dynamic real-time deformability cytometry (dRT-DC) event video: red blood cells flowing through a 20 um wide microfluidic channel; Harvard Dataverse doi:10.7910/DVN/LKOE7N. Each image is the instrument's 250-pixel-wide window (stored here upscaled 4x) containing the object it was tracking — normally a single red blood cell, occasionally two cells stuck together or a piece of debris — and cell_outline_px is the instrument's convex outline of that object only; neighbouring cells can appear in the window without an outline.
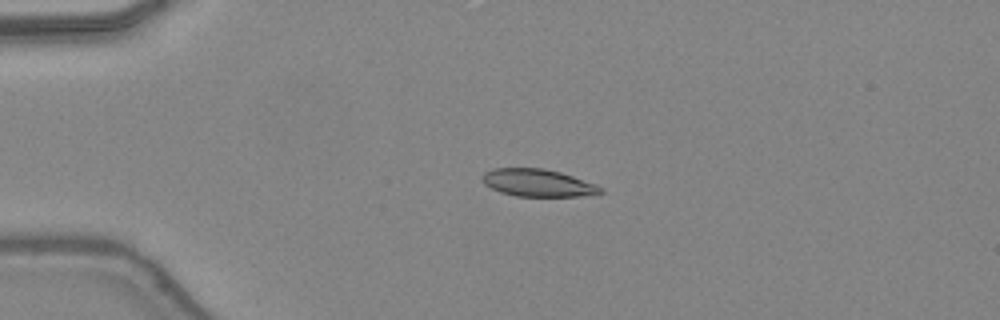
{"species": "common noctule bat (a hibernating species)", "species_latin": "Nyctalus noctula", "temperature_condition": "warm", "stored_images_in_passage": 48, "camera_frame_rate_fps": 3000, "um_per_image_px": 0.085, "animal": {"sex": "female", "body_mass_g": 24.6, "forearm_length_mm": 56.2}, "frame": {"image": 1, "passage_image": 12, "time_ms": 3.667, "image_size_px": [1000, 320], "cell_outline_px": [[604, 192], [600, 196], [516, 196], [500, 192], [484, 184], [480, 176], [484, 172], [492, 168], [544, 168], [560, 172], [596, 184], [604, 188]], "centroid_in_image_um": [45.76, 15.55], "position_along_channel_um": 39.2, "area_um2": 19.25}}
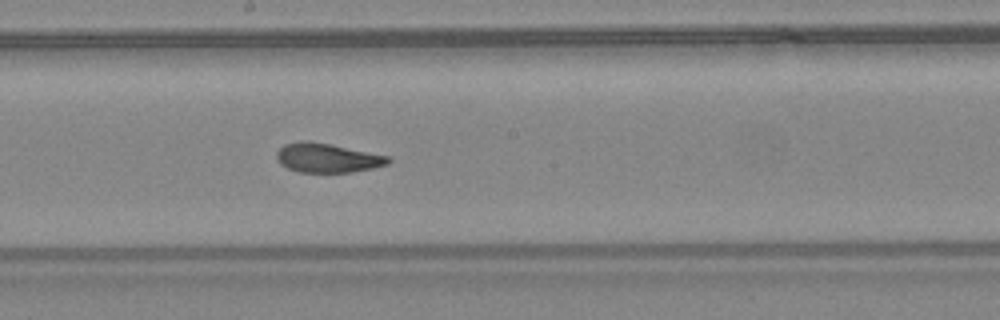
{"frame": {"image": 2, "passage_image": 27, "time_ms": 8.667, "image_size_px": [1000, 320], "cell_outline_px": [[392, 160], [388, 164], [372, 168], [352, 172], [296, 172], [280, 164], [276, 160], [276, 152], [284, 144], [300, 140], [308, 140], [388, 156]], "centroid_in_image_um": [27.77, 13.42], "position_along_channel_um": 220.4, "area_um2": 18.96}}
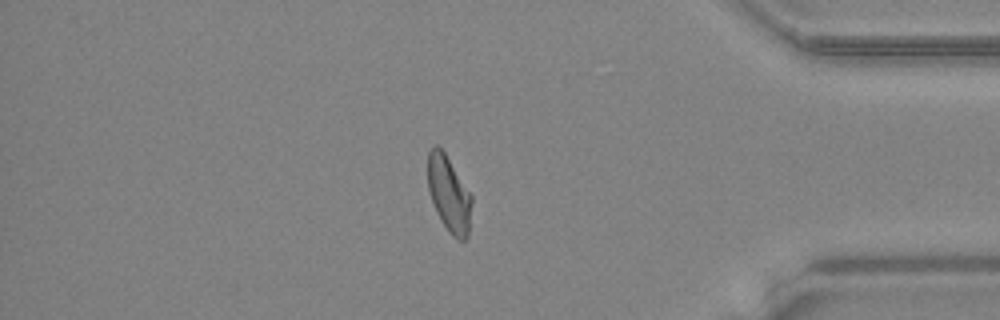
{"frame": {"image": 3, "passage_image": 41, "time_ms": 13.333, "image_size_px": [1000, 320], "cell_outline_px": [[472, 204], [468, 236], [464, 240], [456, 240], [448, 232], [440, 220], [436, 212], [428, 188], [428, 152], [432, 144], [436, 144], [444, 152], [472, 196]], "centroid_in_image_um": [38.16, 16.52], "position_along_channel_um": 397.0, "area_um2": 19.42}, "authors_computed_cell_mechanics": {"area_um2": 19.4208, "velocity_mm_per_s": 4.4066, "shape_relaxation_time_tau1_ms": 4.0079, "shape_relaxation_time_tau2_ms": 1.3896, "deformation_change_tau1": 0.177, "deformation_change_tau2": 0.0769}}